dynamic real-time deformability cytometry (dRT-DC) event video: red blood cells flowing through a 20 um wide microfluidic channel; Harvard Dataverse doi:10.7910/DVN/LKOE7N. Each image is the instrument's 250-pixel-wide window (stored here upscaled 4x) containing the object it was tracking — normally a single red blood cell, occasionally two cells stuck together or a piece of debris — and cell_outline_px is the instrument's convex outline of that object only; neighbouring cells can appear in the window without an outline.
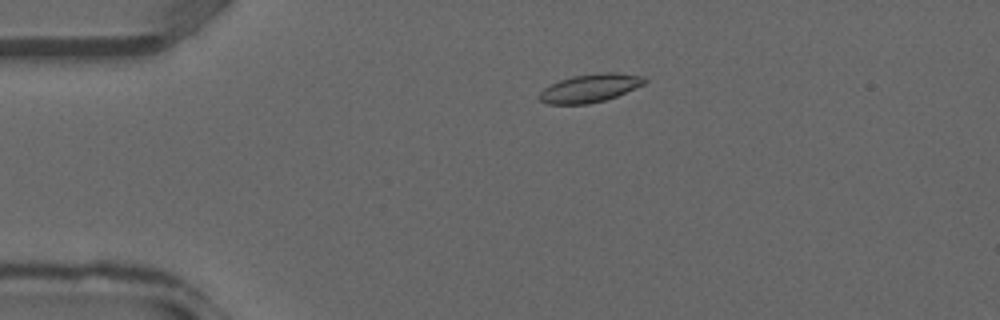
{"species": "common noctule bat (a hibernating species)", "species_latin": "Nyctalus noctula", "temperature_condition": "warm", "stored_images_in_passage": 14, "camera_frame_rate_fps": 3000, "um_per_image_px": 0.085, "animal": {"sex": "male", "forearm_length_mm": 52.5}, "frame": {"image": 1, "passage_image": 3, "time_ms": 0.667, "image_size_px": [1000, 320], "cell_outline_px": [[648, 80], [644, 84], [616, 96], [604, 100], [588, 104], [548, 104], [540, 100], [536, 96], [544, 88], [560, 80], [572, 76], [600, 72], [616, 72], [644, 76]], "centroid_in_image_um": [50.15, 7.48], "position_along_channel_um": 34.9, "area_um2": 17.34}}
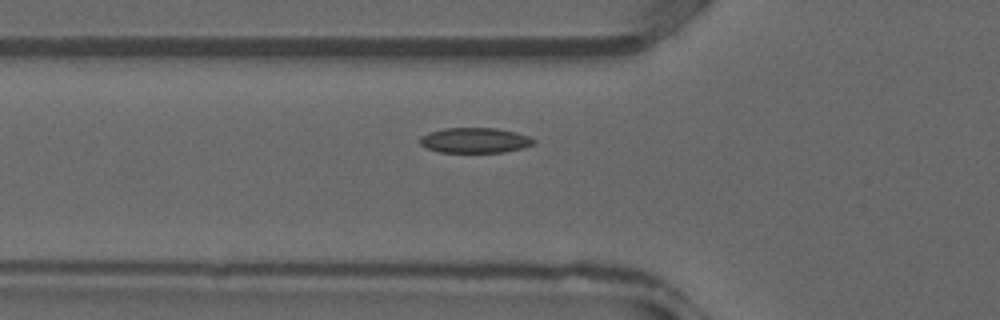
{"frame": {"image": 2, "passage_image": 8, "time_ms": 2.333, "image_size_px": [1000, 320], "cell_outline_px": [[536, 144], [524, 148], [504, 152], [440, 152], [428, 148], [420, 144], [420, 136], [428, 132], [444, 128], [496, 128], [516, 132], [528, 136], [536, 140]], "centroid_in_image_um": [40.4, 11.92], "position_along_channel_um": 85.4, "area_um2": 16.82}}
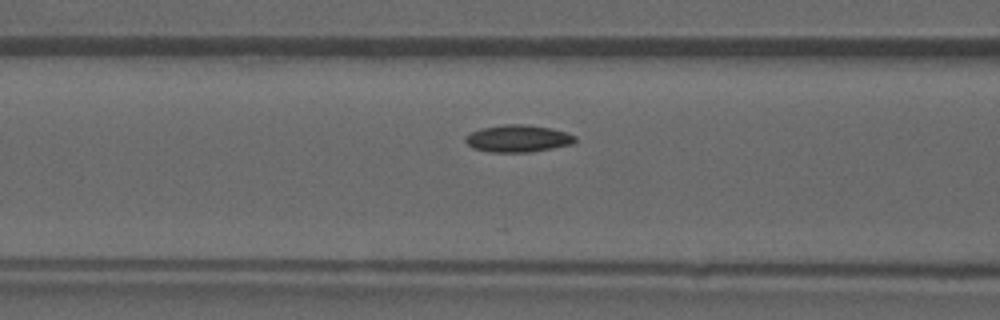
{"frame": {"image": 3, "passage_image": 10, "time_ms": 3.0, "image_size_px": [1000, 320], "cell_outline_px": [[576, 140], [572, 144], [552, 148], [528, 152], [488, 152], [472, 148], [464, 140], [464, 136], [480, 128], [504, 124], [524, 124], [552, 128], [576, 136]], "centroid_in_image_um": [43.99, 11.77], "position_along_channel_um": 122.6, "area_um2": 17.4}}